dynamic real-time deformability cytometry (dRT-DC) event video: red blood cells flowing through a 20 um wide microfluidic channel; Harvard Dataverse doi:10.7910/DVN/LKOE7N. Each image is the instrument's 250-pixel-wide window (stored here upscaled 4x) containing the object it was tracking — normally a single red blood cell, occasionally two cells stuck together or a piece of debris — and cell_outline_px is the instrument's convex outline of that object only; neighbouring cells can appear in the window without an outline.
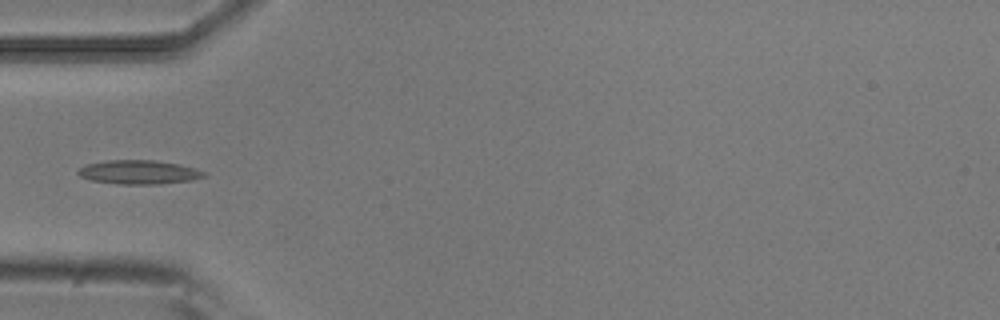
{"species": "common noctule bat (a hibernating species)", "species_latin": "Nyctalus noctula", "temperature_condition": "room temperature", "stored_images_in_passage": 2, "camera_frame_rate_fps": 3000, "um_per_image_px": 0.085, "animal": {"sex": "male", "body_mass_g": 20.5, "forearm_length_mm": 52.5}, "frame": {"image": 1, "passage_image": 1, "time_ms": 0.0, "image_size_px": [1000, 320], "cell_outline_px": [[208, 176], [192, 180], [160, 184], [116, 184], [92, 180], [80, 176], [76, 172], [84, 164], [104, 160], [156, 160], [180, 164], [208, 172]], "centroid_in_image_um": [11.83, 14.63], "position_along_channel_um": 73.2, "area_um2": 17.86}}
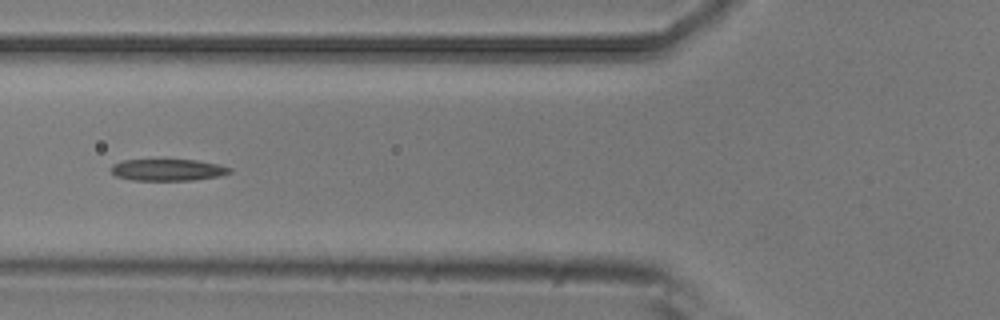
{"frame": {"image": 2, "passage_image": 2, "time_ms": 0.333, "image_size_px": [1000, 320], "cell_outline_px": [[232, 172], [220, 176], [192, 180], [132, 180], [116, 176], [112, 172], [112, 164], [120, 160], [196, 160], [216, 164], [232, 168]], "centroid_in_image_um": [14.26, 14.44], "position_along_channel_um": 111.5, "area_um2": 14.91}}